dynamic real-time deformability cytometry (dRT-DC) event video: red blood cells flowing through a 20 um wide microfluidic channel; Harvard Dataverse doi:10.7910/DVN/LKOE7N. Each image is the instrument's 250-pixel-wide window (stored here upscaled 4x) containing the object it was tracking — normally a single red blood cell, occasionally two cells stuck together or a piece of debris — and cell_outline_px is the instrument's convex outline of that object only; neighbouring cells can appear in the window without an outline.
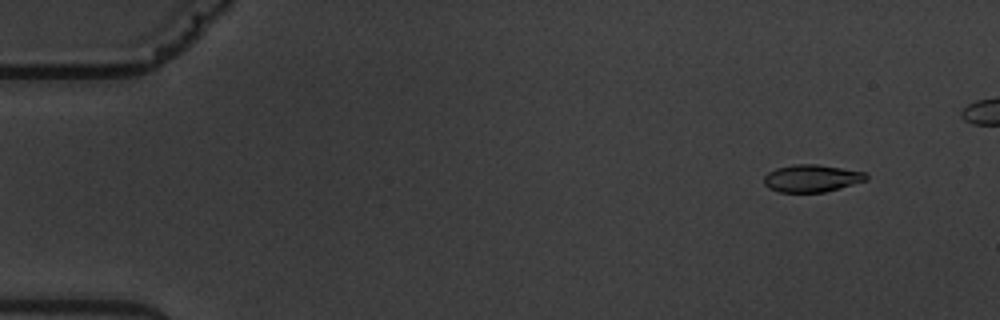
{"species": "common noctule bat (a hibernating species)", "species_latin": "Nyctalus noctula", "temperature_condition": "warm", "stored_images_in_passage": 7, "camera_frame_rate_fps": 3000, "um_per_image_px": 0.085, "animal": {"sex": "male", "body_mass_g": 19.5, "forearm_length_mm": 54.6}, "frame": {"image": 1, "passage_image": 2, "time_ms": 1.333, "image_size_px": [1000, 320], "cell_outline_px": [[868, 180], [840, 188], [824, 192], [780, 192], [768, 188], [764, 184], [764, 176], [768, 172], [776, 168], [792, 164], [816, 164], [864, 172], [868, 176]], "centroid_in_image_um": [68.97, 15.16], "position_along_channel_um": 16.0, "area_um2": 16.3}}
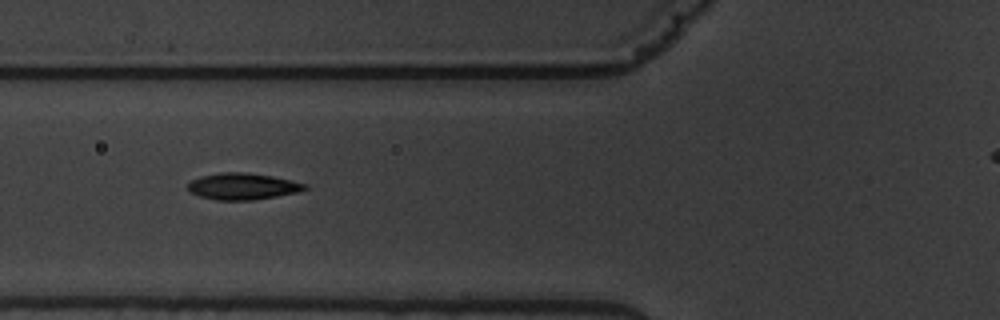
{"frame": {"image": 2, "passage_image": 7, "time_ms": 7.0, "image_size_px": [1000, 320], "cell_outline_px": [[308, 188], [296, 192], [276, 196], [252, 200], [216, 200], [200, 196], [188, 192], [188, 184], [192, 180], [200, 176], [220, 172], [248, 172], [272, 176], [308, 184]], "centroid_in_image_um": [20.6, 15.83], "position_along_channel_um": 105.2, "area_um2": 18.09}}